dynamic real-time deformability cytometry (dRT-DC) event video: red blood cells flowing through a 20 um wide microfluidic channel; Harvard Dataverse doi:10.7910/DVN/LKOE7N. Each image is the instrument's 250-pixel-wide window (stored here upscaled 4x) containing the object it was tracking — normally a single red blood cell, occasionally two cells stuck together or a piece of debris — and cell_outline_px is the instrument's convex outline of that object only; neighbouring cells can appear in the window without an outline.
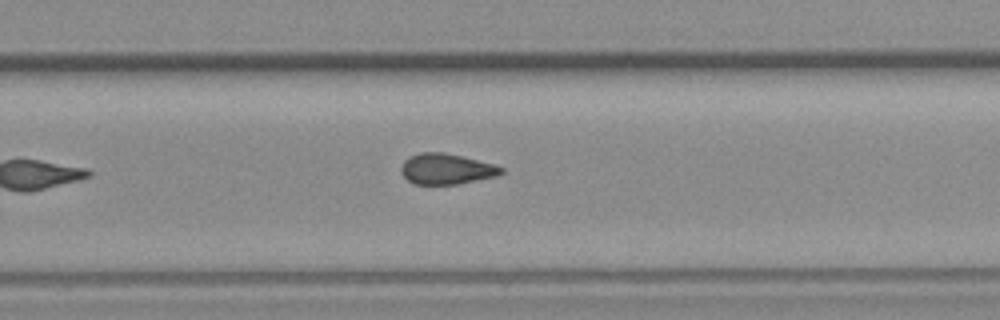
{"species": "common noctule bat (a hibernating species)", "species_latin": "Nyctalus noctula", "temperature_condition": "room temperature", "stored_images_in_passage": 9, "camera_frame_rate_fps": 3000, "um_per_image_px": 0.085, "animal": {"sex": "female", "body_mass_g": 19.3, "forearm_length_mm": 54.1}, "frame": {"image": 1, "passage_image": 8, "time_ms": 8.333, "image_size_px": [1000, 320], "cell_outline_px": [[504, 172], [496, 176], [456, 184], [416, 184], [408, 180], [400, 172], [400, 164], [408, 156], [420, 152], [444, 152], [496, 164], [504, 168]], "centroid_in_image_um": [37.92, 14.34], "position_along_channel_um": 291.9, "area_um2": 18.03}}